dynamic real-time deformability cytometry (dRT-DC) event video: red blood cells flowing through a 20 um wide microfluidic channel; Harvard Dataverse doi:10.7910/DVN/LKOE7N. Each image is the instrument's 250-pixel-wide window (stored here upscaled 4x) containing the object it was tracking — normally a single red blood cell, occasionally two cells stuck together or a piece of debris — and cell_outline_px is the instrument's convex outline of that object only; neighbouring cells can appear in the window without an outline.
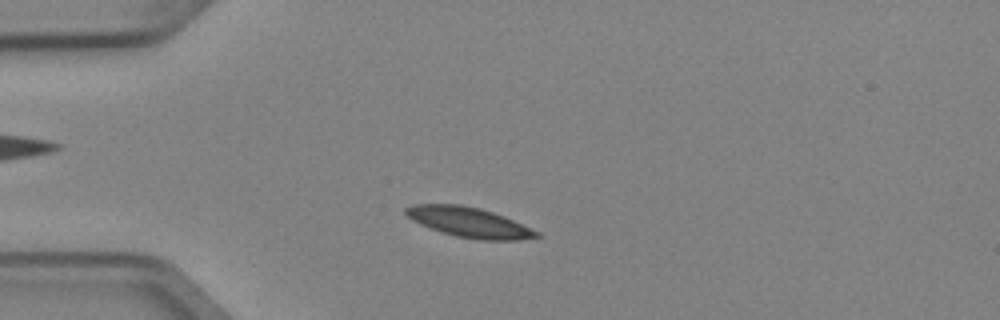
{"species": "Egyptian fruit bat (a non-hibernating species)", "species_latin": "Rousettus aegyptiacus", "temperature_condition": "cold", "stored_images_in_passage": 2, "camera_frame_rate_fps": 3000, "um_per_image_px": 0.085, "animal": {"sex": "female"}, "frame": {"image": 1, "passage_image": 2, "time_ms": 0.333, "image_size_px": [1000, 320], "cell_outline_px": [[540, 236], [516, 240], [480, 240], [456, 236], [420, 224], [412, 220], [404, 212], [404, 208], [412, 204], [460, 204], [480, 208], [504, 216], [540, 232]], "centroid_in_image_um": [39.86, 18.88], "position_along_channel_um": 45.1, "area_um2": 22.66}}